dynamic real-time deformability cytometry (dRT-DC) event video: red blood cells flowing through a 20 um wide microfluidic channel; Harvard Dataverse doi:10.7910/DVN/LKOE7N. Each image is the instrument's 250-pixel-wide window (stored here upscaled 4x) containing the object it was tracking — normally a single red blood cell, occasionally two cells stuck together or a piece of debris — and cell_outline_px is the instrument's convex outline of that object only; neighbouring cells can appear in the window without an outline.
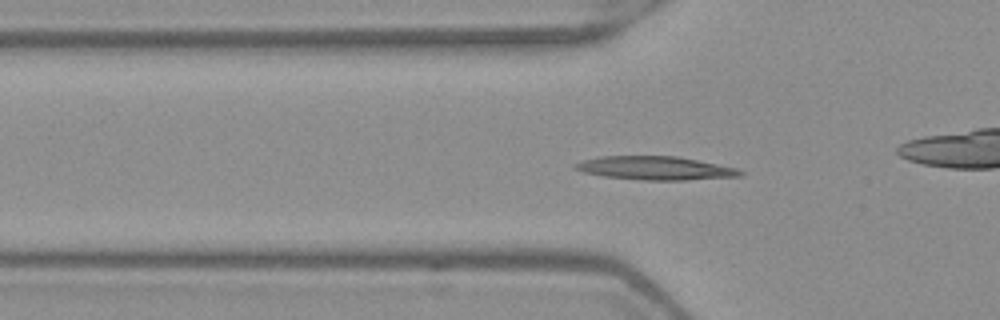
{"species": "Egyptian fruit bat (a non-hibernating species)", "species_latin": "Rousettus aegyptiacus", "temperature_condition": "warm", "stored_images_in_passage": 44, "camera_frame_rate_fps": 3000, "um_per_image_px": 0.085, "frame": {"image": 1, "passage_image": 17, "time_ms": 5.333, "image_size_px": [1000, 320], "cell_outline_px": [[744, 176], [684, 180], [644, 180], [604, 176], [584, 172], [572, 168], [572, 164], [584, 160], [600, 156], [676, 156], [736, 168], [744, 172]], "centroid_in_image_um": [55.68, 14.29], "position_along_channel_um": 70.1, "area_um2": 22.48}}
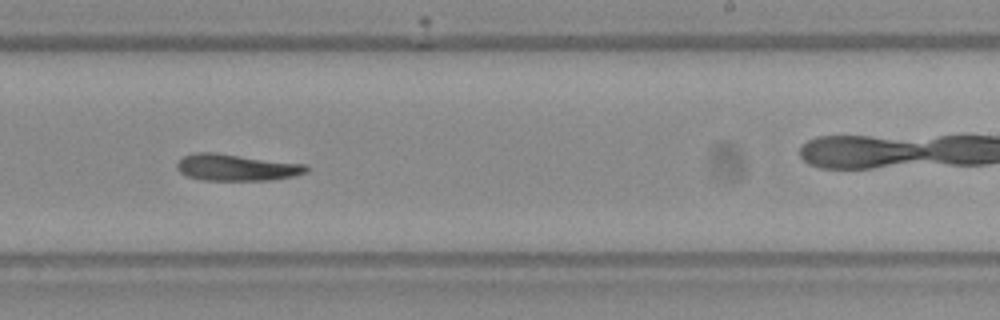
{"frame": {"image": 2, "passage_image": 32, "time_ms": 10.333, "image_size_px": [1000, 320], "cell_outline_px": [[308, 172], [296, 176], [268, 180], [200, 180], [188, 176], [180, 172], [176, 168], [176, 164], [184, 156], [192, 152], [216, 152], [304, 164], [308, 168]], "centroid_in_image_um": [20.08, 14.23], "position_along_channel_um": 268.9, "area_um2": 20.17}}
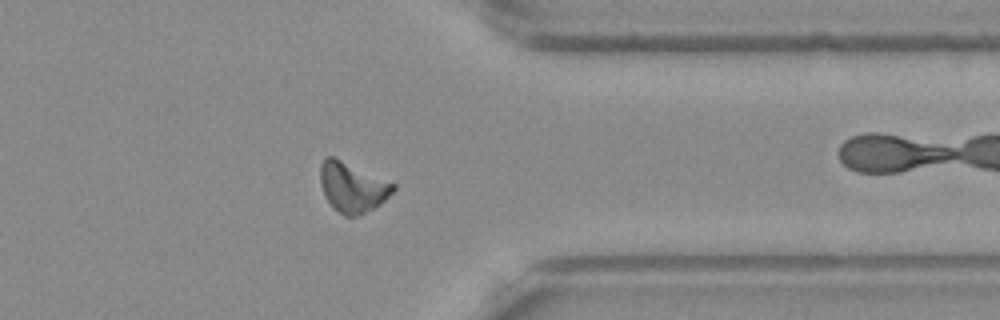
{"frame": {"image": 3, "passage_image": 41, "time_ms": 13.333, "image_size_px": [1000, 320], "cell_outline_px": [[396, 188], [380, 204], [356, 216], [344, 216], [324, 196], [320, 184], [320, 164], [328, 156], [332, 156], [396, 184]], "centroid_in_image_um": [29.94, 15.9], "position_along_channel_um": 381.5, "area_um2": 20.69}, "authors_computed_cell_mechanics": {"area_um2": 20.4612, "velocity_mm_per_s": 3.9839, "shape_relaxation_time_tau1_ms": 3.3935, "shape_relaxation_time_tau2_ms": 6.0005, "deformation_change_tau1": 0.1702, "deformation_change_tau2": 0.169}}